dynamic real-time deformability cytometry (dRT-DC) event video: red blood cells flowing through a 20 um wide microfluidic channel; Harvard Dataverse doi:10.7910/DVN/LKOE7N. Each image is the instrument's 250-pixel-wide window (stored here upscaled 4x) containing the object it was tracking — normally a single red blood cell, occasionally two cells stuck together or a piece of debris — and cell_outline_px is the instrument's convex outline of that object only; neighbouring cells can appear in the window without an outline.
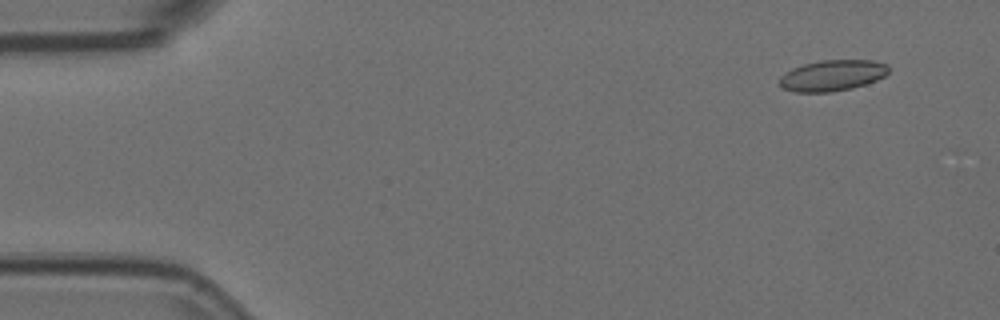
{"species": "Egyptian fruit bat (a non-hibernating species)", "species_latin": "Rousettus aegyptiacus", "temperature_condition": "room temperature", "stored_images_in_passage": 51, "camera_frame_rate_fps": 3000, "um_per_image_px": 0.085, "animal": {"sex": "female"}, "frame": {"image": 1, "passage_image": 1, "time_ms": 0.0, "image_size_px": [1000, 320], "cell_outline_px": [[888, 72], [884, 76], [876, 80], [852, 88], [832, 92], [796, 92], [780, 88], [776, 80], [780, 76], [792, 68], [804, 64], [820, 60], [872, 60], [888, 64]], "centroid_in_image_um": [70.69, 6.42], "position_along_channel_um": 14.3, "area_um2": 19.88}}
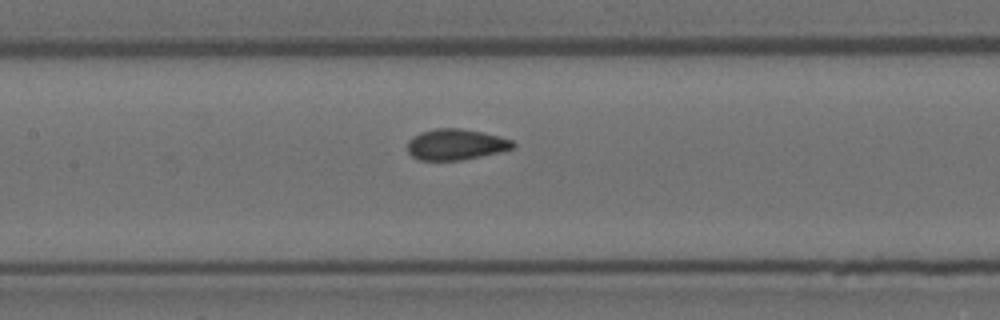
{"frame": {"image": 2, "passage_image": 22, "time_ms": 7.0, "image_size_px": [1000, 320], "cell_outline_px": [[516, 144], [512, 148], [480, 156], [460, 160], [420, 160], [412, 156], [408, 152], [408, 140], [412, 136], [420, 132], [436, 128], [460, 128], [484, 132], [512, 140]], "centroid_in_image_um": [38.7, 12.26], "position_along_channel_um": 168.7, "area_um2": 18.9}}
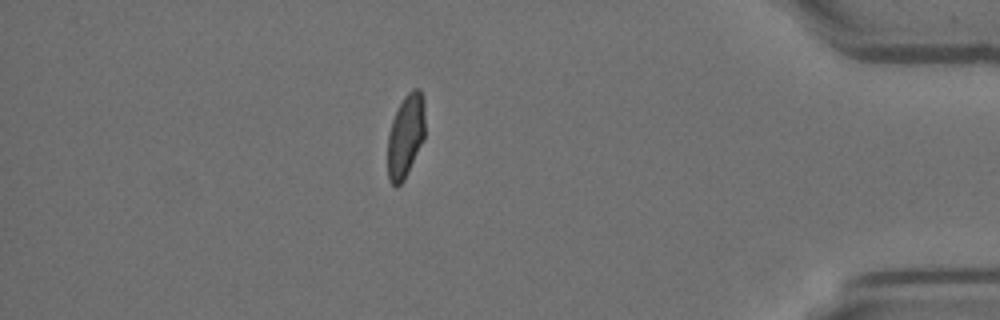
{"frame": {"image": 3, "passage_image": 44, "time_ms": 14.333, "image_size_px": [1000, 320], "cell_outline_px": [[424, 140], [404, 180], [396, 188], [388, 180], [388, 132], [392, 120], [404, 96], [412, 88], [420, 88], [424, 96]], "centroid_in_image_um": [34.48, 11.54], "position_along_channel_um": 400.7, "area_um2": 18.32}, "authors_computed_cell_mechanics": {"area_um2": 19.1896, "velocity_mm_per_s": 3.7402, "shape_relaxation_time_tau1_ms": 7.9888, "shape_relaxation_time_tau2_ms": 0.7489, "deformation_change_tau1": 0.1523, "deformation_change_tau2": 0.0355}}